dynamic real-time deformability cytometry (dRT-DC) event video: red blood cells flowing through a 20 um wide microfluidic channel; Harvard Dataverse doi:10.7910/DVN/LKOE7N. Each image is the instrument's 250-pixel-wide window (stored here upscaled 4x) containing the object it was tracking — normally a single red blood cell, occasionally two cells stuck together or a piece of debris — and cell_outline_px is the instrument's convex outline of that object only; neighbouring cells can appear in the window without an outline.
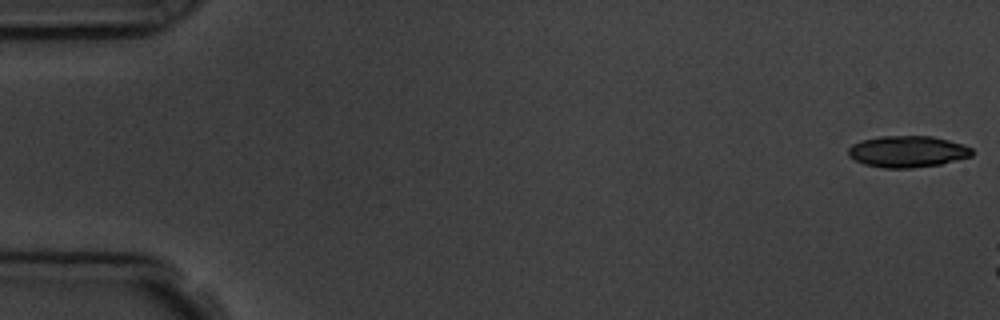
{"species": "common noctule bat (a hibernating species)", "species_latin": "Nyctalus noctula", "temperature_condition": "room temperature", "stored_images_in_passage": 3, "camera_frame_rate_fps": 3000, "um_per_image_px": 0.085, "animal": {"sex": "male", "body_mass_g": 19.5, "forearm_length_mm": 54.6}, "frame": {"image": 1, "passage_image": 1, "time_ms": 0.0, "image_size_px": [1000, 320], "cell_outline_px": [[972, 156], [940, 164], [912, 168], [884, 168], [864, 164], [848, 156], [848, 148], [852, 144], [860, 140], [880, 136], [932, 136], [964, 144], [972, 148]], "centroid_in_image_um": [77.12, 12.88], "position_along_channel_um": 7.9, "area_um2": 22.77}}